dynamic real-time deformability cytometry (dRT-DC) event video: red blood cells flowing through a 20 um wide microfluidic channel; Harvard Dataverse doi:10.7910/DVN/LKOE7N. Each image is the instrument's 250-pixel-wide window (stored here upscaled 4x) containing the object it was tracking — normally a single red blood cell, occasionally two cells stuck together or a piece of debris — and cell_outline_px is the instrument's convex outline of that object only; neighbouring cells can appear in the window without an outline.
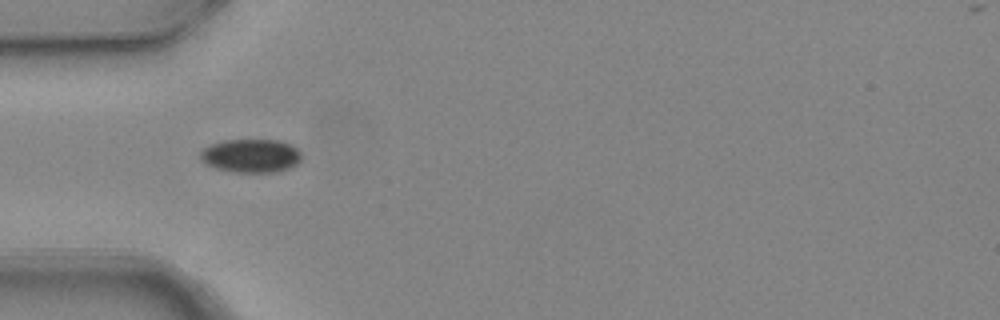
{"species": "common noctule bat (a hibernating species)", "species_latin": "Nyctalus noctula", "temperature_condition": "warm", "stored_images_in_passage": 4, "camera_frame_rate_fps": 3000, "um_per_image_px": 0.085, "animal": {"sex": "female", "body_mass_g": 24.6, "forearm_length_mm": 56.2}, "frame": {"image": 1, "passage_image": 1, "time_ms": 0.0, "image_size_px": [1000, 320], "cell_outline_px": [[300, 160], [296, 164], [280, 172], [232, 172], [216, 168], [204, 164], [200, 160], [200, 152], [208, 144], [224, 140], [280, 140], [292, 144], [300, 152]], "centroid_in_image_um": [21.3, 13.24], "position_along_channel_um": 63.7, "area_um2": 20.0}}
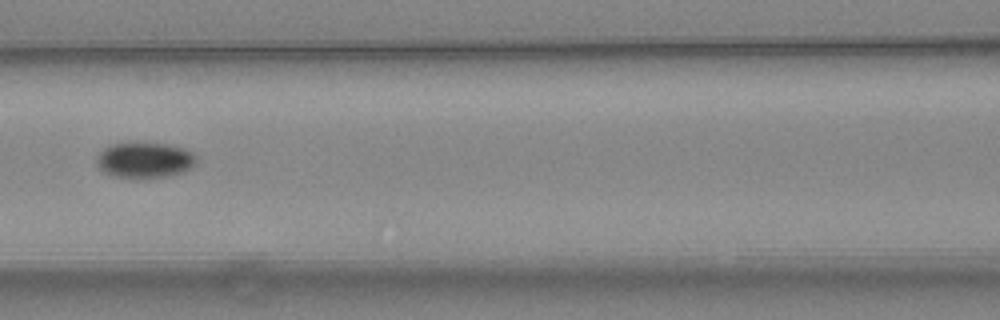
{"frame": {"image": 2, "passage_image": 3, "time_ms": 0.667, "image_size_px": [1000, 320], "cell_outline_px": [[196, 160], [192, 168], [168, 176], [144, 180], [132, 180], [112, 176], [104, 172], [96, 164], [96, 156], [108, 144], [124, 140], [140, 140], [168, 144], [184, 148], [192, 152], [196, 156]], "centroid_in_image_um": [12.23, 13.58], "position_along_channel_um": 154.4, "area_um2": 22.2}}
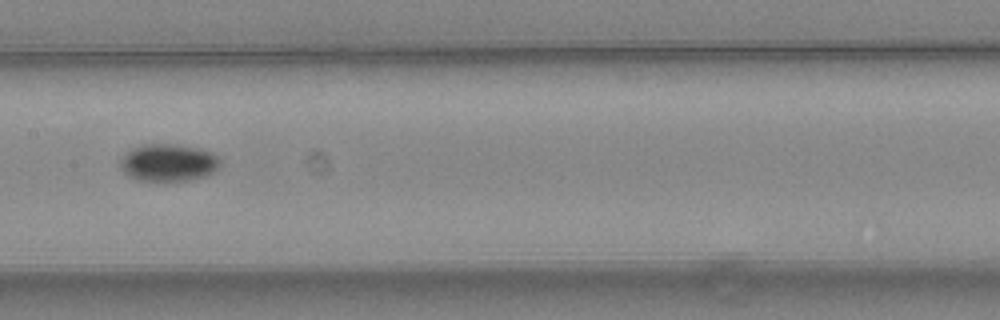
{"frame": {"image": 3, "passage_image": 4, "time_ms": 1.0, "image_size_px": [1000, 320], "cell_outline_px": [[224, 160], [220, 168], [208, 176], [188, 180], [136, 180], [128, 176], [120, 168], [120, 156], [124, 152], [132, 148], [144, 144], [176, 144], [200, 148], [212, 152], [220, 156]], "centroid_in_image_um": [14.36, 13.81], "position_along_channel_um": 193.0, "area_um2": 22.37}}